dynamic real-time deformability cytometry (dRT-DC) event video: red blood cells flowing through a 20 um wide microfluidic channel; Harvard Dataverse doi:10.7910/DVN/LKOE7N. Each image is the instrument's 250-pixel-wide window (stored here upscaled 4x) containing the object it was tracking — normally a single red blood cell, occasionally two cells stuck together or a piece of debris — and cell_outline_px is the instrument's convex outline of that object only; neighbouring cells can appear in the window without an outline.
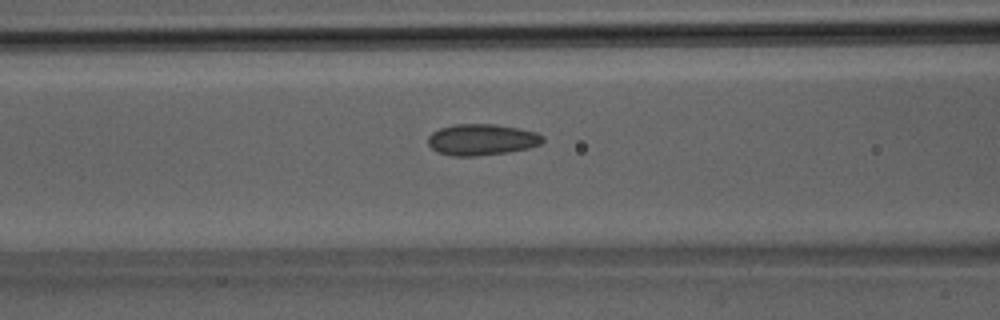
{"species": "Egyptian fruit bat (a non-hibernating species)", "species_latin": "Rousettus aegyptiacus", "temperature_condition": "room temperature", "stored_images_in_passage": 28, "camera_frame_rate_fps": 3000, "um_per_image_px": 0.085, "animal": {"sex": "male"}, "frame": {"image": 1, "passage_image": 6, "time_ms": 1.667, "image_size_px": [1000, 320], "cell_outline_px": [[544, 140], [540, 144], [528, 148], [508, 152], [476, 156], [452, 156], [436, 152], [428, 144], [428, 136], [432, 132], [440, 128], [456, 124], [492, 124], [520, 128], [536, 132], [544, 136]], "centroid_in_image_um": [40.94, 11.87], "position_along_channel_um": 125.7, "area_um2": 20.98}}
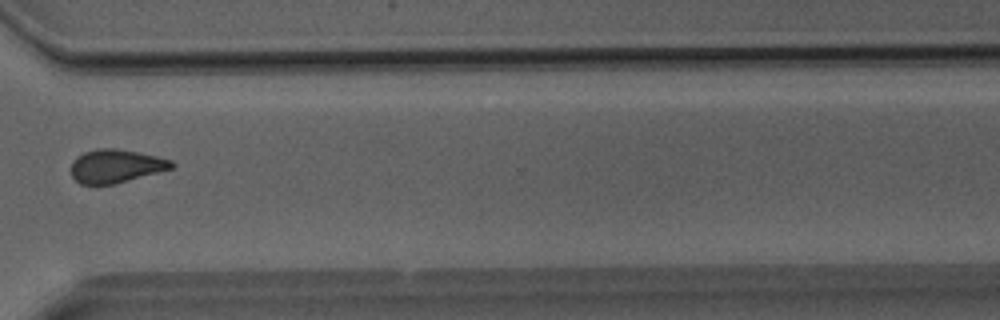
{"frame": {"image": 2, "passage_image": 19, "time_ms": 6.0, "image_size_px": [1000, 320], "cell_outline_px": [[176, 164], [172, 168], [116, 184], [80, 184], [72, 176], [72, 164], [76, 156], [84, 152], [96, 148], [116, 148], [156, 156], [172, 160]], "centroid_in_image_um": [9.85, 14.11], "position_along_channel_um": 360.8, "area_um2": 19.48}}
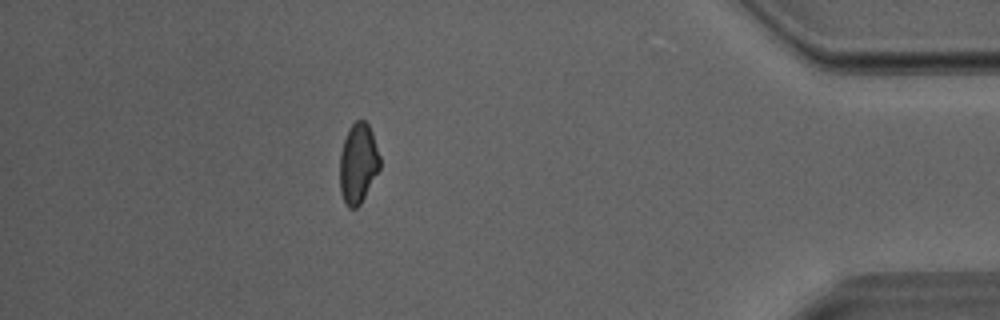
{"frame": {"image": 3, "passage_image": 24, "time_ms": 7.667, "image_size_px": [1000, 320], "cell_outline_px": [[380, 168], [360, 204], [356, 208], [348, 208], [340, 192], [340, 152], [344, 140], [352, 124], [356, 120], [364, 120], [368, 124], [372, 132], [380, 156]], "centroid_in_image_um": [30.44, 13.89], "position_along_channel_um": 404.8, "area_um2": 18.55}}